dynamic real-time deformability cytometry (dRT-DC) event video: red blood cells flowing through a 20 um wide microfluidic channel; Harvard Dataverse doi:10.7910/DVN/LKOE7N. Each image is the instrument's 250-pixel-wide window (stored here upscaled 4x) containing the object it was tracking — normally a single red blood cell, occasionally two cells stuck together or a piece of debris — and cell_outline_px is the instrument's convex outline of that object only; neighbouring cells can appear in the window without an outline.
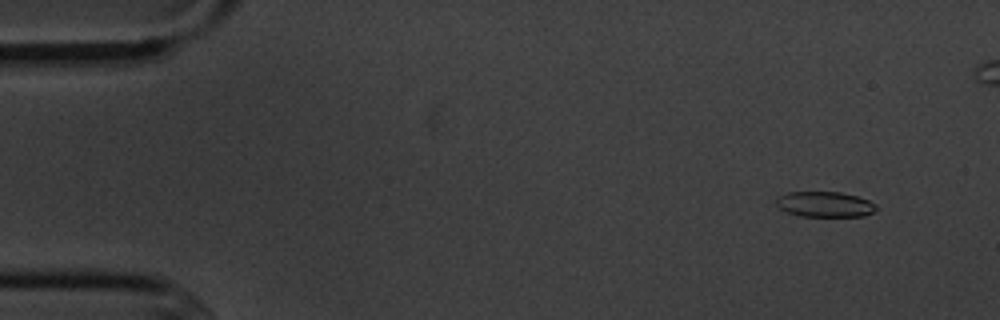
{"species": "common noctule bat (a hibernating species)", "species_latin": "Nyctalus noctula", "temperature_condition": "cold", "stored_images_in_passage": 4, "camera_frame_rate_fps": 3000, "um_per_image_px": 0.085, "animal": {"sex": "male", "body_mass_g": 20.1, "forearm_length_mm": 53.5}, "frame": {"image": 1, "passage_image": 1, "time_ms": 0.0, "image_size_px": [1000, 320], "cell_outline_px": [[876, 212], [864, 216], [800, 216], [788, 212], [780, 208], [776, 204], [776, 196], [788, 192], [840, 192], [856, 196], [868, 200], [876, 204]], "centroid_in_image_um": [70.11, 17.36], "position_along_channel_um": 14.9, "area_um2": 14.85}}